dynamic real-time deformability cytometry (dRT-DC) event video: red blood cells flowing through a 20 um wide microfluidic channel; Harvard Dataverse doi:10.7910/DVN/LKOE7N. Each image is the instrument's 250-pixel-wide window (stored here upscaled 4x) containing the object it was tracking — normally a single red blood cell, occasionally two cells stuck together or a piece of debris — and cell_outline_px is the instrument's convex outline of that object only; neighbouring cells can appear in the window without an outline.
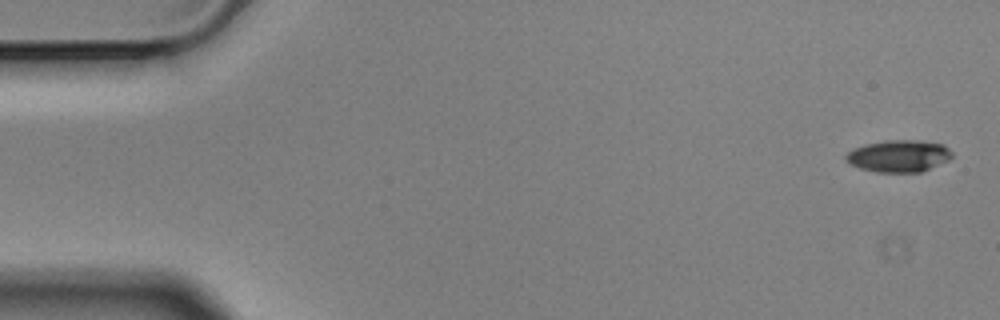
{"species": "Egyptian fruit bat (a non-hibernating species)", "species_latin": "Rousettus aegyptiacus", "temperature_condition": "cold", "stored_images_in_passage": 5, "camera_frame_rate_fps": 3000, "um_per_image_px": 0.085, "animal": {"sex": "male"}, "frame": {"image": 1, "passage_image": 1, "time_ms": 0.0, "image_size_px": [1000, 320], "cell_outline_px": [[952, 156], [948, 160], [920, 172], [876, 172], [860, 168], [852, 164], [844, 156], [848, 152], [856, 148], [868, 144], [888, 140], [916, 140], [944, 144], [952, 152]], "centroid_in_image_um": [76.43, 13.26], "position_along_channel_um": 8.6, "area_um2": 19.42}}
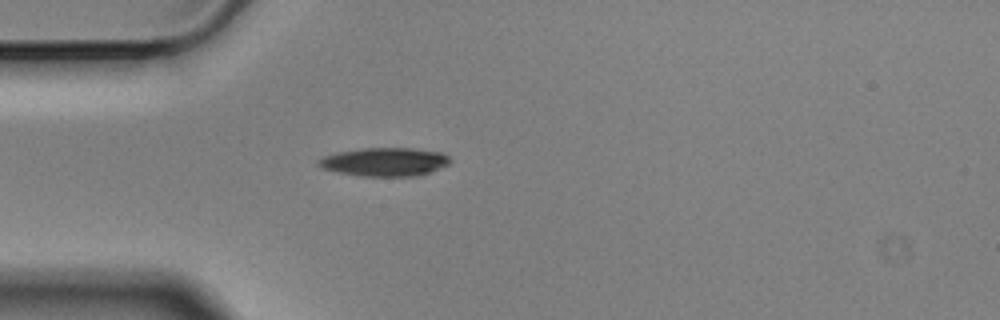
{"frame": {"image": 2, "passage_image": 5, "time_ms": 1.333, "image_size_px": [1000, 320], "cell_outline_px": [[452, 160], [448, 164], [440, 168], [416, 176], [360, 176], [336, 172], [320, 168], [316, 164], [316, 160], [324, 156], [340, 152], [360, 148], [412, 148], [444, 152]], "centroid_in_image_um": [32.68, 13.76], "position_along_channel_um": 52.3, "area_um2": 22.02}}